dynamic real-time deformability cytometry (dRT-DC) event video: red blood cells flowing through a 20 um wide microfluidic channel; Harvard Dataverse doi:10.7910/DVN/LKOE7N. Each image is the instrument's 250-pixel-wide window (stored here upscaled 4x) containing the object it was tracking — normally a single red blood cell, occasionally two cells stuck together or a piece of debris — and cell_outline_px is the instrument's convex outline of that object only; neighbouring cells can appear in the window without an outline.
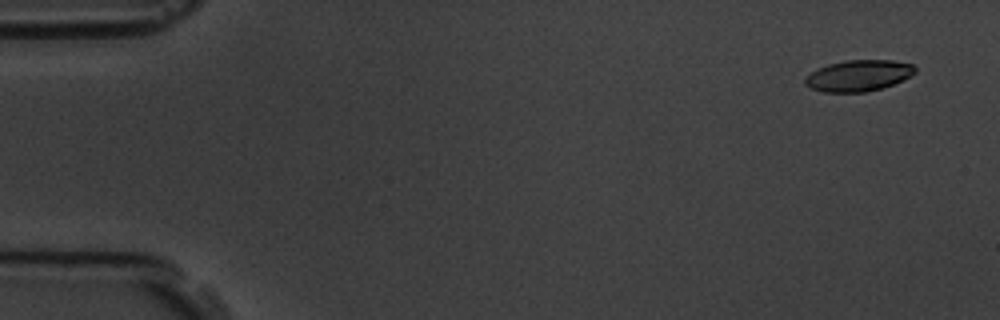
{"species": "common noctule bat (a hibernating species)", "species_latin": "Nyctalus noctula", "temperature_condition": "room temperature", "stored_images_in_passage": 6, "camera_frame_rate_fps": 3000, "um_per_image_px": 0.085, "animal": {"sex": "male", "body_mass_g": 19.5, "forearm_length_mm": 54.6}, "frame": {"image": 1, "passage_image": 1, "time_ms": 0.0, "image_size_px": [1000, 320], "cell_outline_px": [[916, 72], [892, 84], [868, 92], [824, 92], [812, 88], [804, 84], [804, 80], [812, 72], [828, 64], [848, 60], [892, 60], [912, 64], [916, 68]], "centroid_in_image_um": [72.97, 6.42], "position_along_channel_um": 12.0, "area_um2": 19.65}}
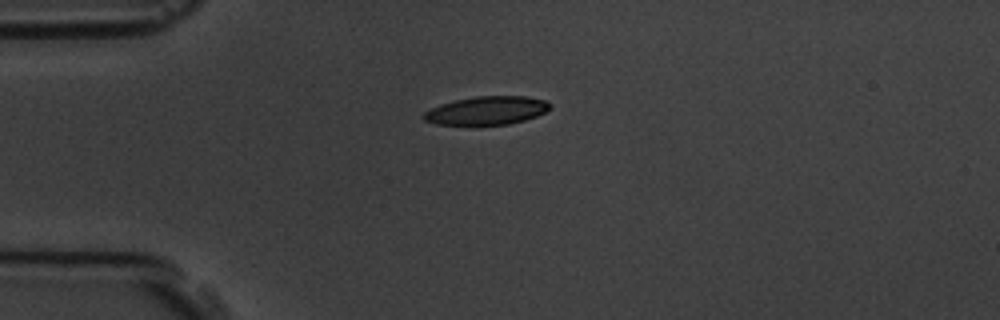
{"frame": {"image": 2, "passage_image": 4, "time_ms": 3.667, "image_size_px": [1000, 320], "cell_outline_px": [[552, 108], [536, 116], [524, 120], [508, 124], [436, 124], [424, 120], [420, 116], [424, 112], [440, 104], [456, 100], [476, 96], [524, 96], [544, 100], [552, 104]], "centroid_in_image_um": [41.37, 9.39], "position_along_channel_um": 43.6, "area_um2": 20.69}}
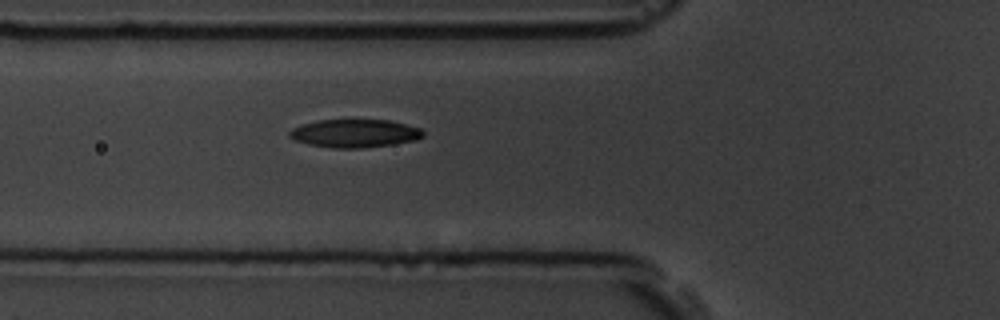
{"frame": {"image": 3, "passage_image": 6, "time_ms": 5.667, "image_size_px": [1000, 320], "cell_outline_px": [[424, 136], [416, 140], [392, 144], [364, 148], [332, 148], [308, 144], [296, 140], [288, 136], [288, 132], [292, 128], [300, 124], [316, 120], [388, 120], [420, 128], [424, 132]], "centroid_in_image_um": [30.12, 11.33], "position_along_channel_um": 95.7, "area_um2": 21.96}}